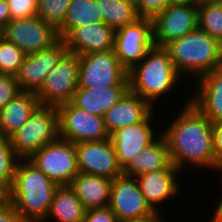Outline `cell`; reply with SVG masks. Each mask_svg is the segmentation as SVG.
Segmentation results:
<instances>
[{
	"label": "cell",
	"mask_w": 222,
	"mask_h": 222,
	"mask_svg": "<svg viewBox=\"0 0 222 222\" xmlns=\"http://www.w3.org/2000/svg\"><path fill=\"white\" fill-rule=\"evenodd\" d=\"M161 134L165 137L176 169L183 171L185 165L207 168L219 172L213 144V123L192 102L182 107L177 117ZM217 170V171H216Z\"/></svg>",
	"instance_id": "cell-1"
},
{
	"label": "cell",
	"mask_w": 222,
	"mask_h": 222,
	"mask_svg": "<svg viewBox=\"0 0 222 222\" xmlns=\"http://www.w3.org/2000/svg\"><path fill=\"white\" fill-rule=\"evenodd\" d=\"M58 187L28 159H20L12 186L7 191V200L24 222H43Z\"/></svg>",
	"instance_id": "cell-2"
},
{
	"label": "cell",
	"mask_w": 222,
	"mask_h": 222,
	"mask_svg": "<svg viewBox=\"0 0 222 222\" xmlns=\"http://www.w3.org/2000/svg\"><path fill=\"white\" fill-rule=\"evenodd\" d=\"M173 66L183 77L196 80L222 67V44L199 27L164 46Z\"/></svg>",
	"instance_id": "cell-3"
},
{
	"label": "cell",
	"mask_w": 222,
	"mask_h": 222,
	"mask_svg": "<svg viewBox=\"0 0 222 222\" xmlns=\"http://www.w3.org/2000/svg\"><path fill=\"white\" fill-rule=\"evenodd\" d=\"M128 78L130 91L155 107L156 100L170 92L182 76L173 66L168 51L153 45L145 57L128 71Z\"/></svg>",
	"instance_id": "cell-4"
},
{
	"label": "cell",
	"mask_w": 222,
	"mask_h": 222,
	"mask_svg": "<svg viewBox=\"0 0 222 222\" xmlns=\"http://www.w3.org/2000/svg\"><path fill=\"white\" fill-rule=\"evenodd\" d=\"M58 138L57 108L41 105L27 122L9 137L12 149L19 159H28L33 153Z\"/></svg>",
	"instance_id": "cell-5"
},
{
	"label": "cell",
	"mask_w": 222,
	"mask_h": 222,
	"mask_svg": "<svg viewBox=\"0 0 222 222\" xmlns=\"http://www.w3.org/2000/svg\"><path fill=\"white\" fill-rule=\"evenodd\" d=\"M129 86L128 71L114 50L79 55L78 87Z\"/></svg>",
	"instance_id": "cell-6"
},
{
	"label": "cell",
	"mask_w": 222,
	"mask_h": 222,
	"mask_svg": "<svg viewBox=\"0 0 222 222\" xmlns=\"http://www.w3.org/2000/svg\"><path fill=\"white\" fill-rule=\"evenodd\" d=\"M28 160L59 186L70 185L79 173L75 144L61 138L46 144Z\"/></svg>",
	"instance_id": "cell-7"
},
{
	"label": "cell",
	"mask_w": 222,
	"mask_h": 222,
	"mask_svg": "<svg viewBox=\"0 0 222 222\" xmlns=\"http://www.w3.org/2000/svg\"><path fill=\"white\" fill-rule=\"evenodd\" d=\"M78 75L79 55L67 51L35 93L40 105L57 107L71 102L78 88Z\"/></svg>",
	"instance_id": "cell-8"
},
{
	"label": "cell",
	"mask_w": 222,
	"mask_h": 222,
	"mask_svg": "<svg viewBox=\"0 0 222 222\" xmlns=\"http://www.w3.org/2000/svg\"><path fill=\"white\" fill-rule=\"evenodd\" d=\"M58 111L59 138L73 144L102 141L110 138L101 116L86 112L71 102L56 107Z\"/></svg>",
	"instance_id": "cell-9"
},
{
	"label": "cell",
	"mask_w": 222,
	"mask_h": 222,
	"mask_svg": "<svg viewBox=\"0 0 222 222\" xmlns=\"http://www.w3.org/2000/svg\"><path fill=\"white\" fill-rule=\"evenodd\" d=\"M1 37L26 55L37 53L59 40L57 30L39 16L10 20L2 28Z\"/></svg>",
	"instance_id": "cell-10"
},
{
	"label": "cell",
	"mask_w": 222,
	"mask_h": 222,
	"mask_svg": "<svg viewBox=\"0 0 222 222\" xmlns=\"http://www.w3.org/2000/svg\"><path fill=\"white\" fill-rule=\"evenodd\" d=\"M153 46L151 18H139L136 22L115 30L113 50L122 66L131 70Z\"/></svg>",
	"instance_id": "cell-11"
},
{
	"label": "cell",
	"mask_w": 222,
	"mask_h": 222,
	"mask_svg": "<svg viewBox=\"0 0 222 222\" xmlns=\"http://www.w3.org/2000/svg\"><path fill=\"white\" fill-rule=\"evenodd\" d=\"M197 27V6L169 4L152 18L153 45L164 47Z\"/></svg>",
	"instance_id": "cell-12"
},
{
	"label": "cell",
	"mask_w": 222,
	"mask_h": 222,
	"mask_svg": "<svg viewBox=\"0 0 222 222\" xmlns=\"http://www.w3.org/2000/svg\"><path fill=\"white\" fill-rule=\"evenodd\" d=\"M79 172L113 180L123 174L110 138L75 144Z\"/></svg>",
	"instance_id": "cell-13"
},
{
	"label": "cell",
	"mask_w": 222,
	"mask_h": 222,
	"mask_svg": "<svg viewBox=\"0 0 222 222\" xmlns=\"http://www.w3.org/2000/svg\"><path fill=\"white\" fill-rule=\"evenodd\" d=\"M109 207L118 221L156 214L141 193L136 178L124 174L112 180Z\"/></svg>",
	"instance_id": "cell-14"
},
{
	"label": "cell",
	"mask_w": 222,
	"mask_h": 222,
	"mask_svg": "<svg viewBox=\"0 0 222 222\" xmlns=\"http://www.w3.org/2000/svg\"><path fill=\"white\" fill-rule=\"evenodd\" d=\"M67 51L65 40L59 39L48 48L26 55L15 75L20 89L36 93L41 88L47 74Z\"/></svg>",
	"instance_id": "cell-15"
},
{
	"label": "cell",
	"mask_w": 222,
	"mask_h": 222,
	"mask_svg": "<svg viewBox=\"0 0 222 222\" xmlns=\"http://www.w3.org/2000/svg\"><path fill=\"white\" fill-rule=\"evenodd\" d=\"M154 114L152 113L144 122L122 127L110 135L114 145L119 165L123 169L131 159L140 155L141 150L149 146L158 138L153 129ZM157 135V137L155 136Z\"/></svg>",
	"instance_id": "cell-16"
},
{
	"label": "cell",
	"mask_w": 222,
	"mask_h": 222,
	"mask_svg": "<svg viewBox=\"0 0 222 222\" xmlns=\"http://www.w3.org/2000/svg\"><path fill=\"white\" fill-rule=\"evenodd\" d=\"M178 173H181V170L159 169L135 177L141 193L156 213H161L157 208L159 204H164L180 193Z\"/></svg>",
	"instance_id": "cell-17"
},
{
	"label": "cell",
	"mask_w": 222,
	"mask_h": 222,
	"mask_svg": "<svg viewBox=\"0 0 222 222\" xmlns=\"http://www.w3.org/2000/svg\"><path fill=\"white\" fill-rule=\"evenodd\" d=\"M115 30L104 22L74 29L64 40L68 52L85 55L113 50Z\"/></svg>",
	"instance_id": "cell-18"
},
{
	"label": "cell",
	"mask_w": 222,
	"mask_h": 222,
	"mask_svg": "<svg viewBox=\"0 0 222 222\" xmlns=\"http://www.w3.org/2000/svg\"><path fill=\"white\" fill-rule=\"evenodd\" d=\"M155 109L141 96L130 90L122 99L112 106L103 116L107 132L114 131L144 122Z\"/></svg>",
	"instance_id": "cell-19"
},
{
	"label": "cell",
	"mask_w": 222,
	"mask_h": 222,
	"mask_svg": "<svg viewBox=\"0 0 222 222\" xmlns=\"http://www.w3.org/2000/svg\"><path fill=\"white\" fill-rule=\"evenodd\" d=\"M194 81L197 91L190 97V102L212 123L222 122V67Z\"/></svg>",
	"instance_id": "cell-20"
},
{
	"label": "cell",
	"mask_w": 222,
	"mask_h": 222,
	"mask_svg": "<svg viewBox=\"0 0 222 222\" xmlns=\"http://www.w3.org/2000/svg\"><path fill=\"white\" fill-rule=\"evenodd\" d=\"M129 90V86H110L99 89L78 87L71 103L86 112L103 117Z\"/></svg>",
	"instance_id": "cell-21"
},
{
	"label": "cell",
	"mask_w": 222,
	"mask_h": 222,
	"mask_svg": "<svg viewBox=\"0 0 222 222\" xmlns=\"http://www.w3.org/2000/svg\"><path fill=\"white\" fill-rule=\"evenodd\" d=\"M39 106V99L34 92L21 90L0 110V134L9 138L27 122Z\"/></svg>",
	"instance_id": "cell-22"
},
{
	"label": "cell",
	"mask_w": 222,
	"mask_h": 222,
	"mask_svg": "<svg viewBox=\"0 0 222 222\" xmlns=\"http://www.w3.org/2000/svg\"><path fill=\"white\" fill-rule=\"evenodd\" d=\"M159 169H176L171 163L169 147L165 137L160 134L149 146L141 150L140 155L123 168V174L136 177Z\"/></svg>",
	"instance_id": "cell-23"
},
{
	"label": "cell",
	"mask_w": 222,
	"mask_h": 222,
	"mask_svg": "<svg viewBox=\"0 0 222 222\" xmlns=\"http://www.w3.org/2000/svg\"><path fill=\"white\" fill-rule=\"evenodd\" d=\"M70 186L86 210L109 206L111 179L79 172Z\"/></svg>",
	"instance_id": "cell-24"
},
{
	"label": "cell",
	"mask_w": 222,
	"mask_h": 222,
	"mask_svg": "<svg viewBox=\"0 0 222 222\" xmlns=\"http://www.w3.org/2000/svg\"><path fill=\"white\" fill-rule=\"evenodd\" d=\"M86 209L70 185L59 186L53 196L46 219L56 222H83Z\"/></svg>",
	"instance_id": "cell-25"
},
{
	"label": "cell",
	"mask_w": 222,
	"mask_h": 222,
	"mask_svg": "<svg viewBox=\"0 0 222 222\" xmlns=\"http://www.w3.org/2000/svg\"><path fill=\"white\" fill-rule=\"evenodd\" d=\"M102 22V10L96 0H72L68 6L66 18L57 30L59 39H65L80 26Z\"/></svg>",
	"instance_id": "cell-26"
},
{
	"label": "cell",
	"mask_w": 222,
	"mask_h": 222,
	"mask_svg": "<svg viewBox=\"0 0 222 222\" xmlns=\"http://www.w3.org/2000/svg\"><path fill=\"white\" fill-rule=\"evenodd\" d=\"M100 3L103 14V22L117 30L126 25L136 22L141 18L136 5L127 0H96Z\"/></svg>",
	"instance_id": "cell-27"
},
{
	"label": "cell",
	"mask_w": 222,
	"mask_h": 222,
	"mask_svg": "<svg viewBox=\"0 0 222 222\" xmlns=\"http://www.w3.org/2000/svg\"><path fill=\"white\" fill-rule=\"evenodd\" d=\"M198 27L222 44V1L197 6Z\"/></svg>",
	"instance_id": "cell-28"
},
{
	"label": "cell",
	"mask_w": 222,
	"mask_h": 222,
	"mask_svg": "<svg viewBox=\"0 0 222 222\" xmlns=\"http://www.w3.org/2000/svg\"><path fill=\"white\" fill-rule=\"evenodd\" d=\"M19 160L12 149L10 139L0 134V186L6 191L12 186Z\"/></svg>",
	"instance_id": "cell-29"
},
{
	"label": "cell",
	"mask_w": 222,
	"mask_h": 222,
	"mask_svg": "<svg viewBox=\"0 0 222 222\" xmlns=\"http://www.w3.org/2000/svg\"><path fill=\"white\" fill-rule=\"evenodd\" d=\"M72 0H39L36 16L58 30L67 15Z\"/></svg>",
	"instance_id": "cell-30"
},
{
	"label": "cell",
	"mask_w": 222,
	"mask_h": 222,
	"mask_svg": "<svg viewBox=\"0 0 222 222\" xmlns=\"http://www.w3.org/2000/svg\"><path fill=\"white\" fill-rule=\"evenodd\" d=\"M25 56L15 44L0 37V74L15 76Z\"/></svg>",
	"instance_id": "cell-31"
},
{
	"label": "cell",
	"mask_w": 222,
	"mask_h": 222,
	"mask_svg": "<svg viewBox=\"0 0 222 222\" xmlns=\"http://www.w3.org/2000/svg\"><path fill=\"white\" fill-rule=\"evenodd\" d=\"M11 20L36 16L39 0H6Z\"/></svg>",
	"instance_id": "cell-32"
},
{
	"label": "cell",
	"mask_w": 222,
	"mask_h": 222,
	"mask_svg": "<svg viewBox=\"0 0 222 222\" xmlns=\"http://www.w3.org/2000/svg\"><path fill=\"white\" fill-rule=\"evenodd\" d=\"M21 89L15 76L0 74V110L5 107Z\"/></svg>",
	"instance_id": "cell-33"
},
{
	"label": "cell",
	"mask_w": 222,
	"mask_h": 222,
	"mask_svg": "<svg viewBox=\"0 0 222 222\" xmlns=\"http://www.w3.org/2000/svg\"><path fill=\"white\" fill-rule=\"evenodd\" d=\"M170 4V0H138L136 9L140 17L153 18Z\"/></svg>",
	"instance_id": "cell-34"
},
{
	"label": "cell",
	"mask_w": 222,
	"mask_h": 222,
	"mask_svg": "<svg viewBox=\"0 0 222 222\" xmlns=\"http://www.w3.org/2000/svg\"><path fill=\"white\" fill-rule=\"evenodd\" d=\"M83 222H118L109 206L86 210Z\"/></svg>",
	"instance_id": "cell-35"
},
{
	"label": "cell",
	"mask_w": 222,
	"mask_h": 222,
	"mask_svg": "<svg viewBox=\"0 0 222 222\" xmlns=\"http://www.w3.org/2000/svg\"><path fill=\"white\" fill-rule=\"evenodd\" d=\"M0 222H24L15 209V207L7 200L0 206Z\"/></svg>",
	"instance_id": "cell-36"
},
{
	"label": "cell",
	"mask_w": 222,
	"mask_h": 222,
	"mask_svg": "<svg viewBox=\"0 0 222 222\" xmlns=\"http://www.w3.org/2000/svg\"><path fill=\"white\" fill-rule=\"evenodd\" d=\"M213 144L216 161L222 165V122L213 123Z\"/></svg>",
	"instance_id": "cell-37"
},
{
	"label": "cell",
	"mask_w": 222,
	"mask_h": 222,
	"mask_svg": "<svg viewBox=\"0 0 222 222\" xmlns=\"http://www.w3.org/2000/svg\"><path fill=\"white\" fill-rule=\"evenodd\" d=\"M11 20V14L6 0H0V27L3 28Z\"/></svg>",
	"instance_id": "cell-38"
},
{
	"label": "cell",
	"mask_w": 222,
	"mask_h": 222,
	"mask_svg": "<svg viewBox=\"0 0 222 222\" xmlns=\"http://www.w3.org/2000/svg\"><path fill=\"white\" fill-rule=\"evenodd\" d=\"M162 214L156 213L154 215H150L140 219H127V220H120L118 222H163L161 219Z\"/></svg>",
	"instance_id": "cell-39"
},
{
	"label": "cell",
	"mask_w": 222,
	"mask_h": 222,
	"mask_svg": "<svg viewBox=\"0 0 222 222\" xmlns=\"http://www.w3.org/2000/svg\"><path fill=\"white\" fill-rule=\"evenodd\" d=\"M219 204L216 206L215 211L210 222H222V197L219 199Z\"/></svg>",
	"instance_id": "cell-40"
},
{
	"label": "cell",
	"mask_w": 222,
	"mask_h": 222,
	"mask_svg": "<svg viewBox=\"0 0 222 222\" xmlns=\"http://www.w3.org/2000/svg\"><path fill=\"white\" fill-rule=\"evenodd\" d=\"M171 5L196 6V0H170Z\"/></svg>",
	"instance_id": "cell-41"
},
{
	"label": "cell",
	"mask_w": 222,
	"mask_h": 222,
	"mask_svg": "<svg viewBox=\"0 0 222 222\" xmlns=\"http://www.w3.org/2000/svg\"><path fill=\"white\" fill-rule=\"evenodd\" d=\"M7 201V191L0 186V206Z\"/></svg>",
	"instance_id": "cell-42"
},
{
	"label": "cell",
	"mask_w": 222,
	"mask_h": 222,
	"mask_svg": "<svg viewBox=\"0 0 222 222\" xmlns=\"http://www.w3.org/2000/svg\"><path fill=\"white\" fill-rule=\"evenodd\" d=\"M222 0H196V6L203 4V3H208V2H220Z\"/></svg>",
	"instance_id": "cell-43"
},
{
	"label": "cell",
	"mask_w": 222,
	"mask_h": 222,
	"mask_svg": "<svg viewBox=\"0 0 222 222\" xmlns=\"http://www.w3.org/2000/svg\"><path fill=\"white\" fill-rule=\"evenodd\" d=\"M129 2H133L135 5L137 4L138 0H127Z\"/></svg>",
	"instance_id": "cell-44"
},
{
	"label": "cell",
	"mask_w": 222,
	"mask_h": 222,
	"mask_svg": "<svg viewBox=\"0 0 222 222\" xmlns=\"http://www.w3.org/2000/svg\"><path fill=\"white\" fill-rule=\"evenodd\" d=\"M219 173H221V174H222V165H221V167H220Z\"/></svg>",
	"instance_id": "cell-45"
}]
</instances>
